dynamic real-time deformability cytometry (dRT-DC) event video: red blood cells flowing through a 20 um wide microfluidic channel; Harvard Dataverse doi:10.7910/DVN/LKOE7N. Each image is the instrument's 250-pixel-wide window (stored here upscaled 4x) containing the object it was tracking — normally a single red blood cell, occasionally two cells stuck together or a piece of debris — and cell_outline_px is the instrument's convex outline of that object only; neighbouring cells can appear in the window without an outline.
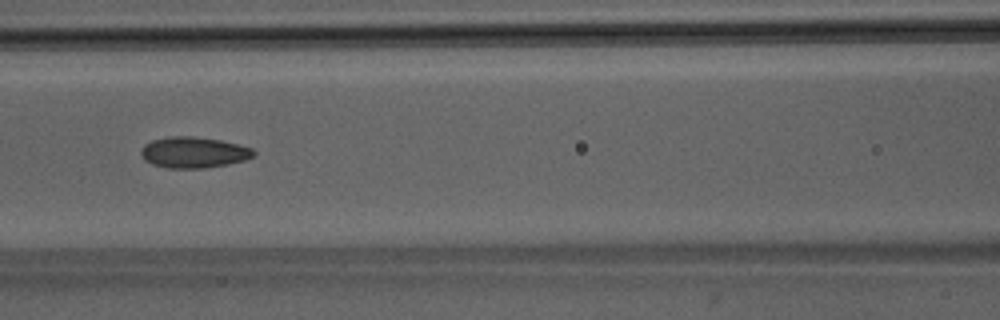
{"species": "Egyptian fruit bat (a non-hibernating species)", "species_latin": "Rousettus aegyptiacus", "temperature_condition": "room temperature", "stored_images_in_passage": 41, "camera_frame_rate_fps": 3000, "um_per_image_px": 0.085, "animal": {"sex": "male"}, "frame": {"image": 1, "passage_image": 13, "time_ms": 4.0, "image_size_px": [1000, 320], "cell_outline_px": [[256, 152], [252, 156], [244, 160], [228, 164], [204, 168], [168, 168], [152, 164], [144, 160], [140, 156], [140, 152], [144, 144], [152, 140], [172, 136], [192, 136], [220, 140], [252, 148]], "centroid_in_image_um": [16.42, 12.95], "position_along_channel_um": 150.2, "area_um2": 20.29}}
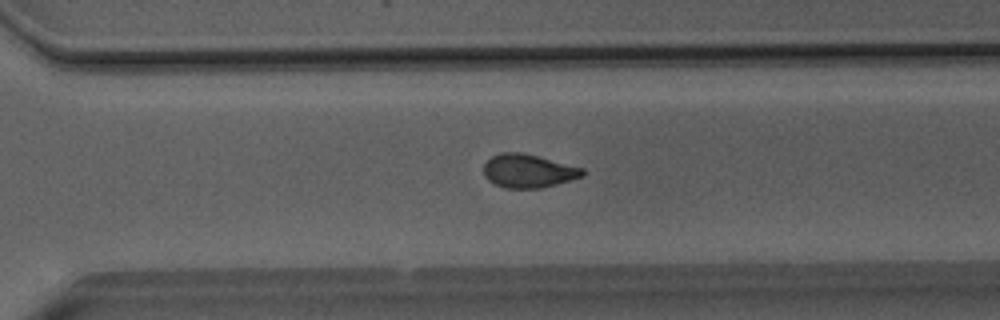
{"frame": {"image": 2, "passage_image": 26, "time_ms": 8.333, "image_size_px": [1000, 320], "cell_outline_px": [[584, 176], [556, 184], [540, 188], [504, 188], [488, 180], [484, 176], [484, 164], [492, 156], [500, 152], [520, 152], [584, 168]], "centroid_in_image_um": [44.89, 14.53], "position_along_channel_um": 325.7, "area_um2": 19.13}}
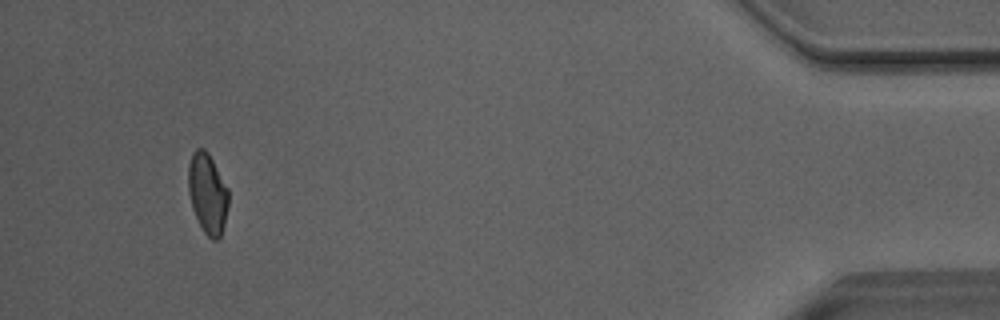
{"frame": {"image": 3, "passage_image": 38, "time_ms": 12.333, "image_size_px": [1000, 320], "cell_outline_px": [[228, 204], [224, 224], [220, 236], [216, 240], [212, 240], [204, 232], [192, 208], [188, 192], [188, 164], [192, 152], [196, 148], [204, 148], [208, 152], [228, 188]], "centroid_in_image_um": [17.63, 16.41], "position_along_channel_um": 417.6, "area_um2": 18.79}, "authors_computed_cell_mechanics": {"area_um2": 19.5364, "velocity_mm_per_s": 4.0593, "shape_relaxation_time_tau1_ms": 6.6403, "shape_relaxation_time_tau2_ms": 2.3997, "deformation_change_tau1": 0.1372, "deformation_change_tau2": 0.0825}}